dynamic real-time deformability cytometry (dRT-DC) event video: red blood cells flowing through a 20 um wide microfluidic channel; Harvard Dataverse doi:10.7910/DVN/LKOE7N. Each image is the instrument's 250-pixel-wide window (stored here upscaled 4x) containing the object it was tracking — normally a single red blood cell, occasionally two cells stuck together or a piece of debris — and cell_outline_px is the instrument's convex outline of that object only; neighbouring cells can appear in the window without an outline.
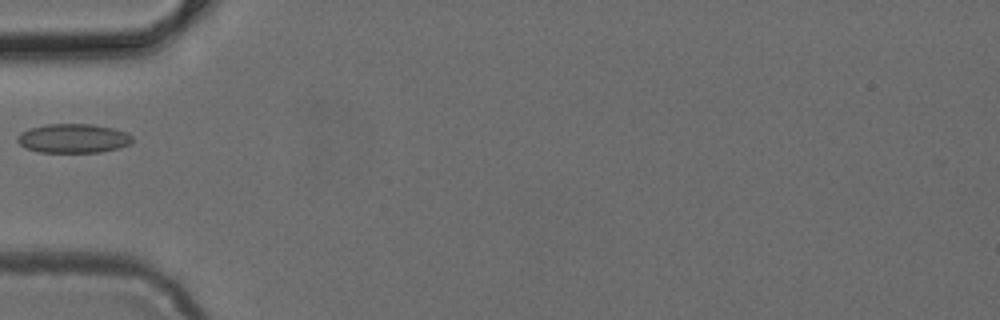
{"species": "common noctule bat (a hibernating species)", "species_latin": "Nyctalus noctula", "temperature_condition": "cold", "stored_images_in_passage": 4, "camera_frame_rate_fps": 3000, "um_per_image_px": 0.085, "animal": {"sex": "female", "body_mass_g": 24.6, "forearm_length_mm": 56.2}, "frame": {"image": 1, "passage_image": 4, "time_ms": 1.0, "image_size_px": [1000, 320], "cell_outline_px": [[132, 140], [128, 144], [116, 148], [100, 152], [40, 152], [24, 148], [16, 140], [16, 136], [32, 128], [44, 124], [92, 124], [112, 128], [124, 132], [132, 136]], "centroid_in_image_um": [6.18, 11.76], "position_along_channel_um": 78.8, "area_um2": 19.25}}